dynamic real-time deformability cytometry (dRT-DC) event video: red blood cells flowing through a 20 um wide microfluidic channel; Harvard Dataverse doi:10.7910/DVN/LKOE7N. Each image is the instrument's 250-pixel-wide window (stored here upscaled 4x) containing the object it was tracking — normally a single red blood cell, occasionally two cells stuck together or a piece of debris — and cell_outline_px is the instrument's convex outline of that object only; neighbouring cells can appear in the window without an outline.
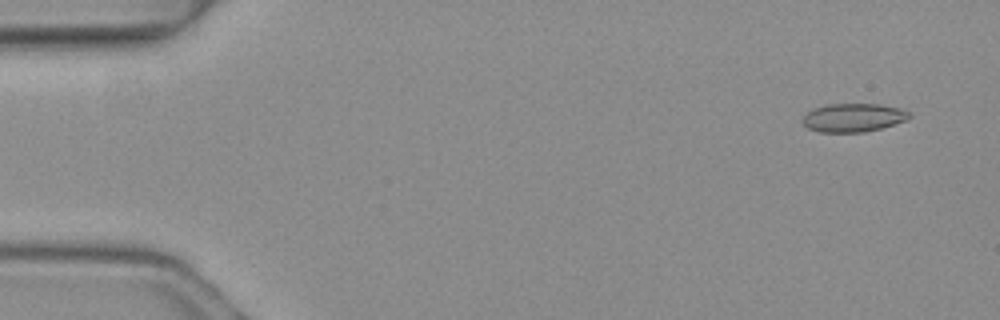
{"species": "common noctule bat (a hibernating species)", "species_latin": "Nyctalus noctula", "temperature_condition": "warm", "stored_images_in_passage": 3, "camera_frame_rate_fps": 3000, "um_per_image_px": 0.085, "animal": {"sex": "female", "body_mass_g": 19.3, "forearm_length_mm": 54.1}, "frame": {"image": 1, "passage_image": 1, "time_ms": 0.0, "image_size_px": [1000, 320], "cell_outline_px": [[912, 116], [904, 120], [880, 128], [864, 132], [820, 132], [808, 128], [800, 120], [812, 108], [828, 104], [880, 104], [904, 108], [912, 112]], "centroid_in_image_um": [72.54, 9.98], "position_along_channel_um": 12.5, "area_um2": 17.8}}